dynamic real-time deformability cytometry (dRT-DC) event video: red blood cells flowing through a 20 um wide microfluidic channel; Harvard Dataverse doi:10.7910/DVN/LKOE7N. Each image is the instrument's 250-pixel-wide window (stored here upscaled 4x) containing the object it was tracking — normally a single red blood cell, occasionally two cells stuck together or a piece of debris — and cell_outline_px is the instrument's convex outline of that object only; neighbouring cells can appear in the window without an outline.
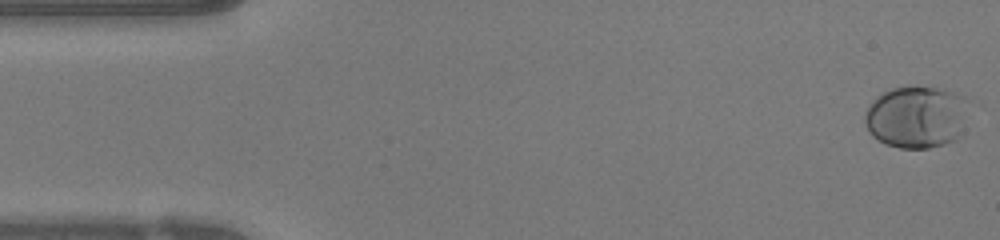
{"species": "human", "species_latin": "Homo sapiens", "temperature_condition": "warm", "stored_images_in_passage": 49, "camera_frame_rate_fps": 3000, "um_per_image_px": 0.085, "donor": {"sex": "female"}, "frame": {"image": 1, "passage_image": 1, "time_ms": 0.0, "image_size_px": [1000, 240], "cell_outline_px": [[964, 96], [956, 140], [944, 144], [928, 148], [900, 148], [888, 144], [872, 136], [868, 132], [864, 120], [864, 116], [868, 104], [876, 96], [892, 88], [936, 88], [952, 92]], "centroid_in_image_um": [77.74, 9.96], "position_along_channel_um": 7.3, "area_um2": 36.18}}
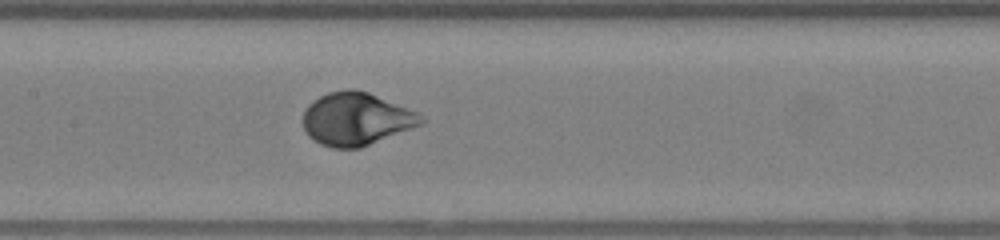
{"frame": {"image": 2, "passage_image": 23, "time_ms": 7.333, "image_size_px": [1000, 240], "cell_outline_px": [[428, 120], [424, 124], [360, 148], [332, 148], [320, 144], [308, 136], [304, 128], [304, 112], [308, 104], [312, 100], [328, 92], [348, 88], [356, 88], [368, 92], [416, 112]], "centroid_in_image_um": [30.28, 10.11], "position_along_channel_um": 177.1, "area_um2": 36.47}}
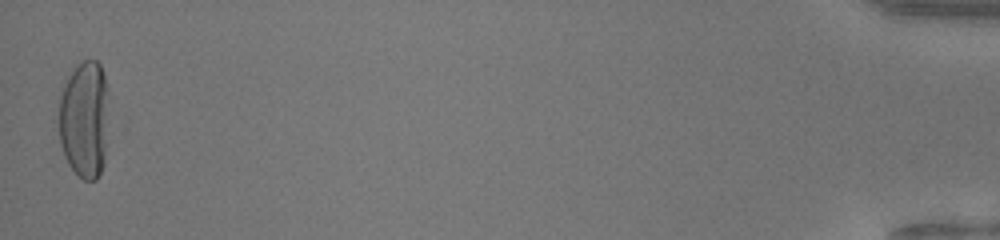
{"frame": {"image": 3, "passage_image": 49, "time_ms": 16.0, "image_size_px": [1000, 240], "cell_outline_px": [[108, 88], [104, 164], [96, 180], [84, 180], [68, 164], [64, 156], [60, 144], [60, 96], [64, 84], [72, 68], [76, 64], [84, 60], [96, 60], [100, 64]], "centroid_in_image_um": [7.17, 10.11], "position_along_channel_um": 428.0, "area_um2": 34.16}, "authors_computed_cell_mechanics": {"area_um2": 34.7378, "velocity_mm_per_s": 4.081, "shape_relaxation_time_tau1_ms": 2.7782, "shape_relaxation_time_tau2_ms": null, "deformation_change_tau1": 0.1757, "deformation_change_tau2": null}}